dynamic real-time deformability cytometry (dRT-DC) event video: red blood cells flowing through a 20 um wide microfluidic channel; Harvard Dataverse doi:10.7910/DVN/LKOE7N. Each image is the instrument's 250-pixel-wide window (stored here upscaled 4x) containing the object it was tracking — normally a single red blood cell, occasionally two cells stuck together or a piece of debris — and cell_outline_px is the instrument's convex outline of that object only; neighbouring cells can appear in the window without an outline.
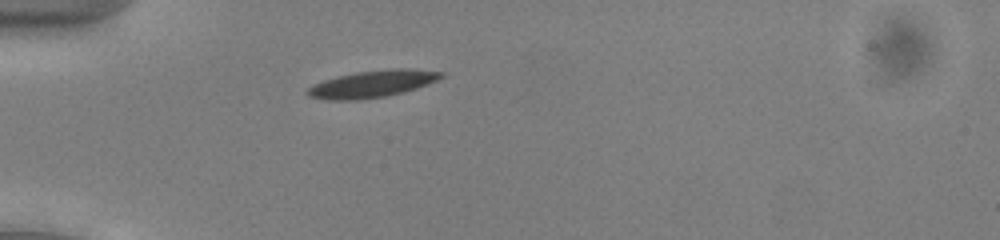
{"species": "common noctule bat (a hibernating species)", "species_latin": "Nyctalus noctula", "temperature_condition": "cold", "stored_images_in_passage": 39, "camera_frame_rate_fps": 3000, "um_per_image_px": 0.085, "animal": {"sex": "male", "body_mass_g": 13.0, "forearm_length_mm": 53.1}, "frame": {"image": 1, "passage_image": 2, "time_ms": 0.333, "image_size_px": [1000, 240], "cell_outline_px": [[444, 76], [428, 84], [404, 92], [384, 96], [356, 100], [328, 100], [308, 96], [304, 92], [308, 88], [324, 80], [356, 72], [392, 68], [408, 68], [444, 72]], "centroid_in_image_um": [31.66, 7.13], "position_along_channel_um": 53.3, "area_um2": 20.87}}
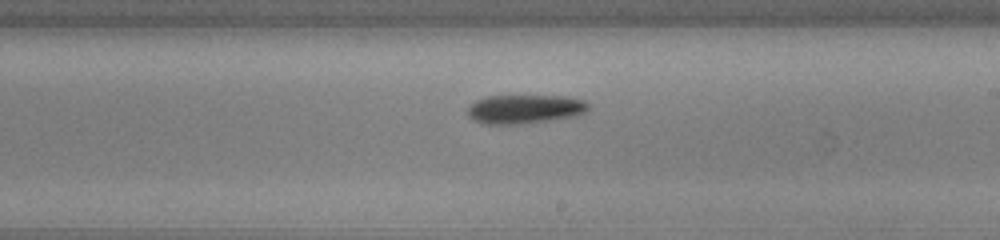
{"frame": {"image": 2, "passage_image": 18, "time_ms": 5.667, "image_size_px": [1000, 240], "cell_outline_px": [[588, 108], [584, 112], [576, 116], [552, 120], [520, 124], [480, 124], [468, 116], [468, 108], [476, 100], [488, 96], [568, 96], [584, 100], [588, 104]], "centroid_in_image_um": [44.6, 9.28], "position_along_channel_um": 244.4, "area_um2": 20.4}}
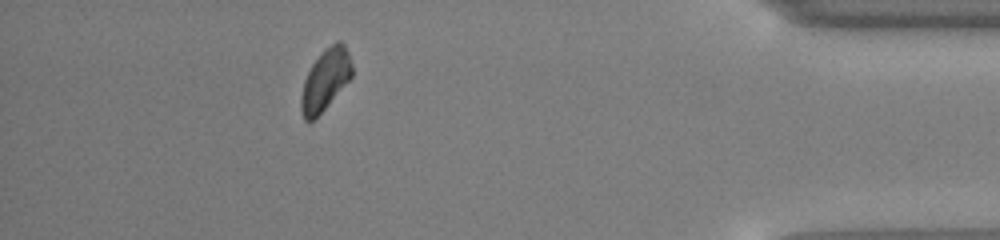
{"frame": {"image": 3, "passage_image": 34, "time_ms": 11.0, "image_size_px": [1000, 240], "cell_outline_px": [[352, 76], [324, 108], [308, 124], [304, 120], [300, 108], [300, 96], [304, 80], [312, 64], [320, 52], [324, 48], [336, 40], [340, 40], [344, 44], [348, 52], [352, 64]], "centroid_in_image_um": [27.63, 6.74], "position_along_channel_um": 407.6, "area_um2": 18.09}, "authors_computed_cell_mechanics": {"area_um2": 19.5364, "velocity_mm_per_s": 3.8795, "shape_relaxation_time_tau1_ms": 2.9516, "shape_relaxation_time_tau2_ms": 11.143, "deformation_change_tau1": 0.0793, "deformation_change_tau2": 0.1982}}